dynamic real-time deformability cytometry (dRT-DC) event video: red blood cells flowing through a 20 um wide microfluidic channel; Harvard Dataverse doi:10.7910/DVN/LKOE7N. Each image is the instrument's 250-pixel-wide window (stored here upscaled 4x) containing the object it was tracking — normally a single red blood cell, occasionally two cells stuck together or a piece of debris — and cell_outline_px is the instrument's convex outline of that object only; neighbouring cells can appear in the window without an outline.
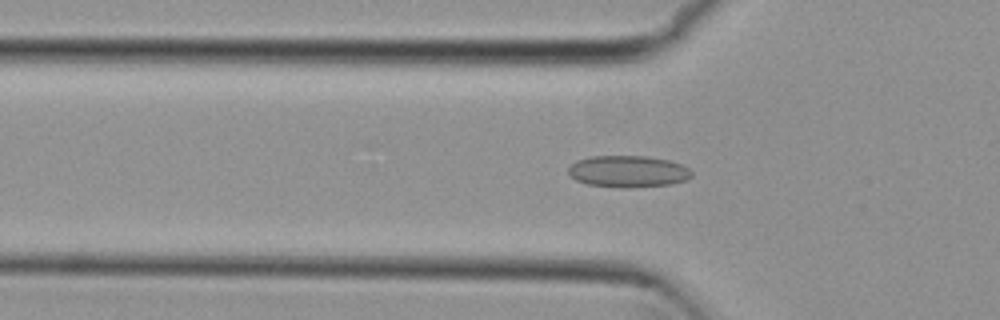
{"species": "common noctule bat (a hibernating species)", "species_latin": "Nyctalus noctula", "temperature_condition": "cold", "stored_images_in_passage": 44, "camera_frame_rate_fps": 3000, "um_per_image_px": 0.085, "animal": {"sex": "female", "body_mass_g": 29.2, "forearm_length_mm": 56.3}, "frame": {"image": 1, "passage_image": 13, "time_ms": 4.0, "image_size_px": [1000, 320], "cell_outline_px": [[692, 176], [684, 180], [672, 184], [588, 184], [576, 180], [568, 172], [568, 168], [576, 160], [592, 156], [644, 156], [668, 160], [680, 164], [688, 168], [692, 172]], "centroid_in_image_um": [53.37, 14.5], "position_along_channel_um": 72.4, "area_um2": 21.39}}
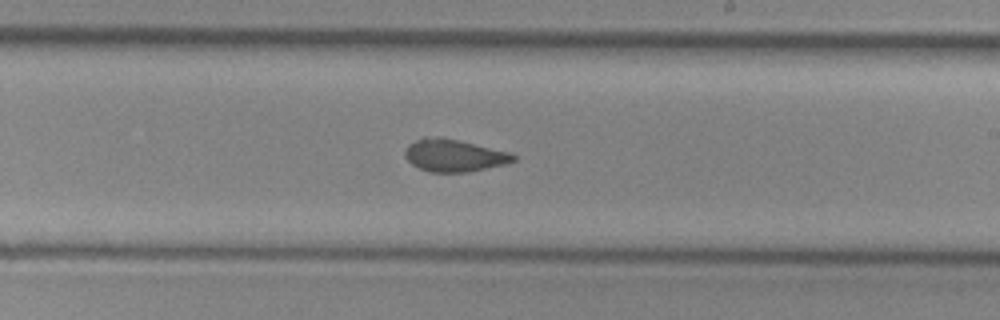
{"frame": {"image": 2, "passage_image": 27, "time_ms": 8.667, "image_size_px": [1000, 320], "cell_outline_px": [[516, 160], [508, 164], [468, 172], [428, 172], [412, 164], [404, 156], [404, 148], [408, 144], [424, 136], [440, 136], [508, 152], [516, 156]], "centroid_in_image_um": [38.56, 13.21], "position_along_channel_um": 250.4, "area_um2": 20.52}}
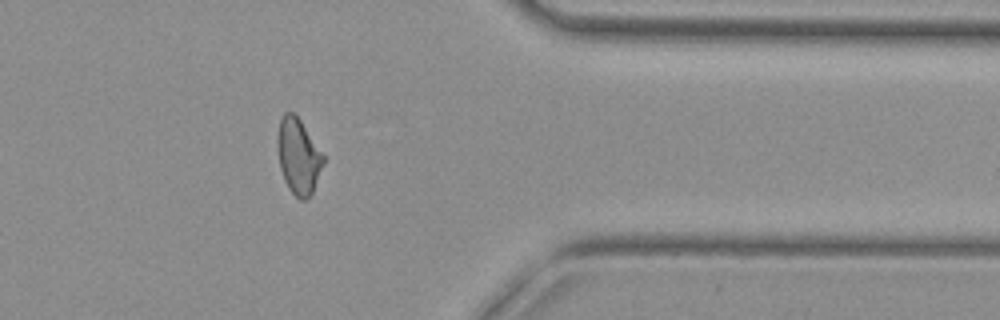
{"frame": {"image": 3, "passage_image": 39, "time_ms": 12.667, "image_size_px": [1000, 320], "cell_outline_px": [[324, 164], [312, 192], [304, 200], [300, 200], [288, 188], [284, 180], [280, 168], [276, 144], [276, 136], [280, 120], [284, 112], [292, 112], [300, 120], [324, 156]], "centroid_in_image_um": [25.33, 13.28], "position_along_channel_um": 386.1, "area_um2": 20.06}, "authors_computed_cell_mechanics": {"area_um2": 21.1837, "velocity_mm_per_s": 3.8059, "shape_relaxation_time_tau1_ms": null, "shape_relaxation_time_tau2_ms": 2.5318, "deformation_change_tau1": null, "deformation_change_tau2": 0.0742}}